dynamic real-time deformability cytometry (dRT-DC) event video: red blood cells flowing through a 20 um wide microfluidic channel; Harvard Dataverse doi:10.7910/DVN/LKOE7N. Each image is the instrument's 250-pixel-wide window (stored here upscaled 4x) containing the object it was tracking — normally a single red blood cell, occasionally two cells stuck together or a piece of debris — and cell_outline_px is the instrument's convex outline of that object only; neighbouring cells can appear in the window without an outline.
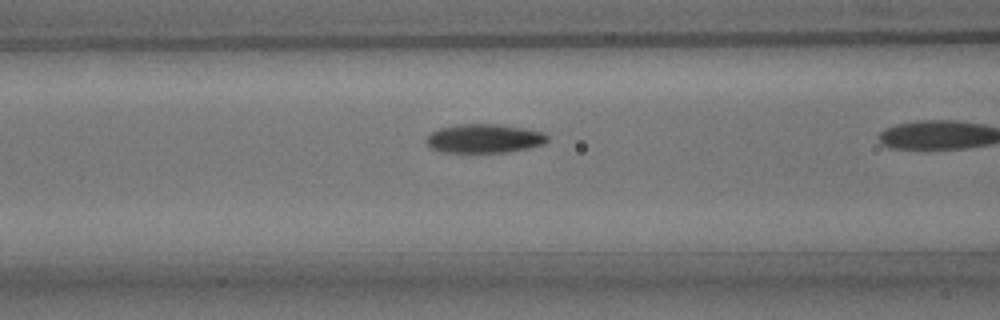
{"species": "common noctule bat (a hibernating species)", "species_latin": "Nyctalus noctula", "temperature_condition": "room temperature", "stored_images_in_passage": 9, "camera_frame_rate_fps": 3000, "um_per_image_px": 0.085, "animal": {"sex": "male", "body_mass_g": 15.6}, "frame": {"image": 1, "passage_image": 8, "time_ms": 2.333, "image_size_px": [1000, 320], "cell_outline_px": [[548, 140], [544, 144], [528, 148], [508, 152], [444, 152], [432, 148], [424, 140], [432, 132], [440, 128], [456, 124], [496, 124], [524, 128], [544, 132], [548, 136]], "centroid_in_image_um": [41.18, 11.77], "position_along_channel_um": 125.4, "area_um2": 20.35}}